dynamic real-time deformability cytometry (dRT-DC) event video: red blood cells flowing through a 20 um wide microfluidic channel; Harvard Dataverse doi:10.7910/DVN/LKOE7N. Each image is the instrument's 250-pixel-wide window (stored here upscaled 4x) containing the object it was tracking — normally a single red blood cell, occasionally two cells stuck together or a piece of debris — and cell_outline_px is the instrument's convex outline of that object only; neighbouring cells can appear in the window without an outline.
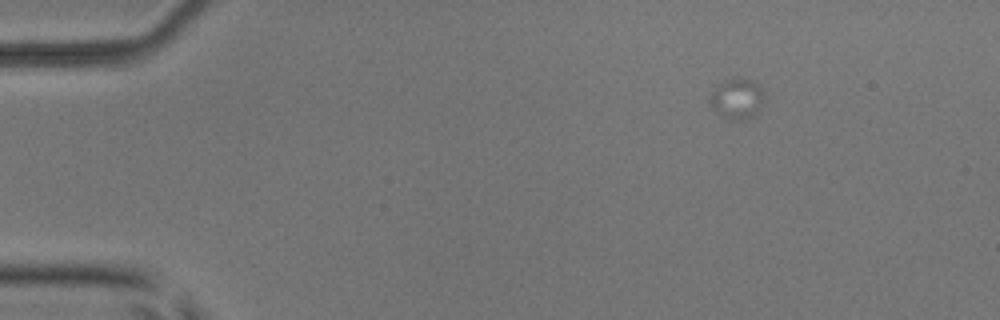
{"species": "common noctule bat (a hibernating species)", "species_latin": "Nyctalus noctula", "temperature_condition": "room temperature", "stored_images_in_passage": 4, "camera_frame_rate_fps": 3000, "um_per_image_px": 0.085, "animal": {"sex": "male", "body_mass_g": 17.9, "forearm_length_mm": 54.2}, "frame": {"image": 1, "passage_image": 2, "time_ms": 0.333, "image_size_px": [1000, 320], "cell_outline_px": [[764, 92], [756, 116], [740, 120], [732, 120], [724, 116], [712, 104], [712, 92], [724, 80], [752, 80]], "centroid_in_image_um": [62.7, 8.41], "position_along_channel_um": 22.3, "area_um2": 11.85}}
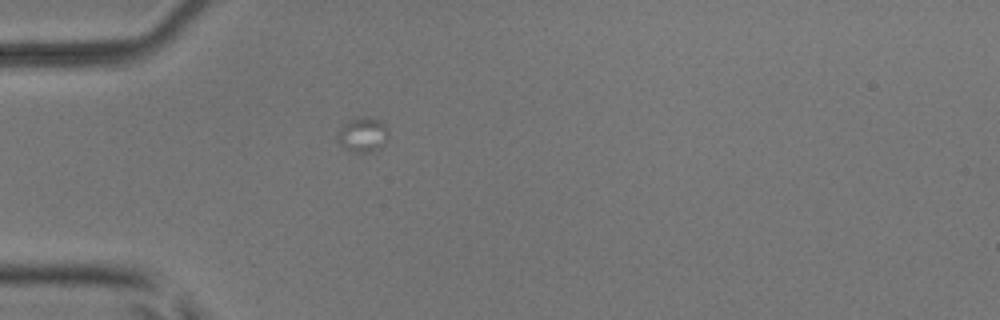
{"frame": {"image": 2, "passage_image": 4, "time_ms": 1.0, "image_size_px": [1000, 320], "cell_outline_px": [[388, 136], [384, 144], [380, 148], [372, 152], [352, 152], [344, 148], [336, 140], [336, 132], [348, 120], [360, 116], [368, 116], [384, 120], [388, 132]], "centroid_in_image_um": [30.83, 11.42], "position_along_channel_um": 54.2, "area_um2": 10.75}}